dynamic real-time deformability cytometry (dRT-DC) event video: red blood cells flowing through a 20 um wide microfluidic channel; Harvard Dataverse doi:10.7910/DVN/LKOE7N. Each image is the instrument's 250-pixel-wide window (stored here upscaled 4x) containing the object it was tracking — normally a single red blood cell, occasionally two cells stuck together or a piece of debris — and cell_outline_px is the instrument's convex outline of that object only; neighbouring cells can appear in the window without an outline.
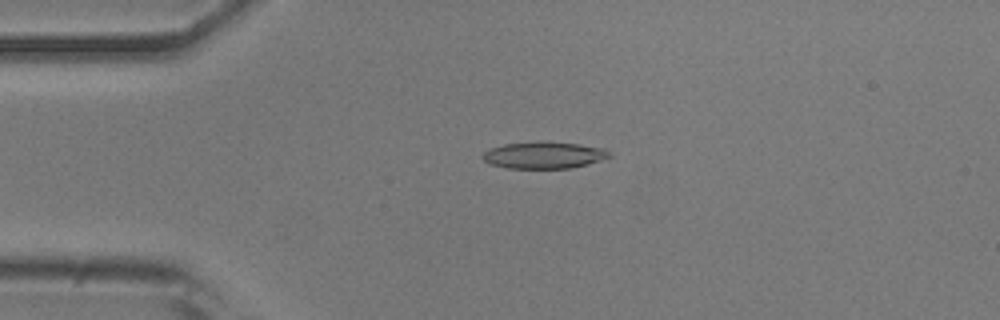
{"species": "common noctule bat (a hibernating species)", "species_latin": "Nyctalus noctula", "temperature_condition": "room temperature", "stored_images_in_passage": 51, "camera_frame_rate_fps": 3000, "um_per_image_px": 0.085, "animal": {"sex": "male", "body_mass_g": 20.5, "forearm_length_mm": 52.5}, "frame": {"image": 1, "passage_image": 11, "time_ms": 3.333, "image_size_px": [1000, 320], "cell_outline_px": [[612, 156], [588, 164], [572, 168], [508, 168], [492, 164], [484, 160], [480, 156], [488, 148], [504, 144], [580, 144], [604, 148], [612, 152]], "centroid_in_image_um": [46.26, 13.22], "position_along_channel_um": 38.7, "area_um2": 19.02}}
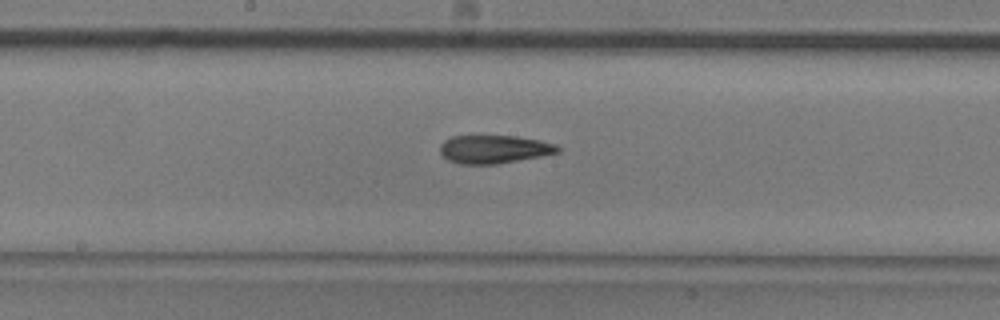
{"frame": {"image": 2, "passage_image": 26, "time_ms": 8.333, "image_size_px": [1000, 320], "cell_outline_px": [[560, 152], [540, 156], [496, 164], [460, 164], [448, 160], [440, 152], [440, 144], [444, 140], [452, 136], [516, 136], [540, 140], [556, 144], [560, 148]], "centroid_in_image_um": [41.99, 12.68], "position_along_channel_um": 206.2, "area_um2": 19.31}}
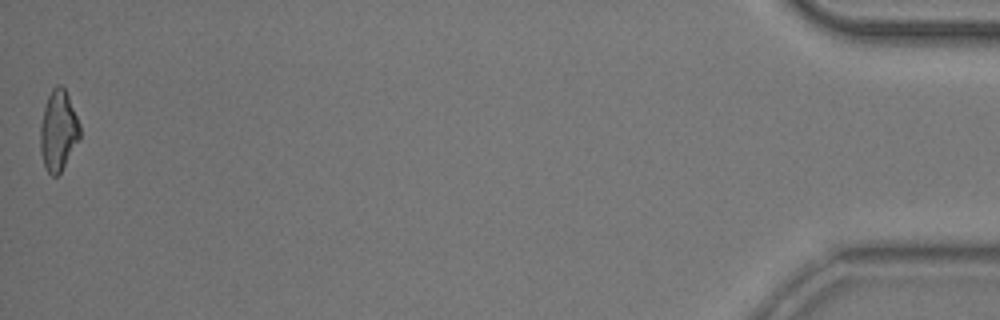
{"frame": {"image": 3, "passage_image": 51, "time_ms": 16.667, "image_size_px": [1000, 320], "cell_outline_px": [[80, 136], [60, 172], [56, 176], [52, 176], [44, 168], [40, 152], [40, 124], [44, 108], [48, 96], [52, 88], [56, 84], [60, 84], [64, 88], [68, 96], [80, 124]], "centroid_in_image_um": [4.93, 11.09], "position_along_channel_um": 430.3, "area_um2": 18.38}, "authors_computed_cell_mechanics": {"area_um2": 19.5364, "velocity_mm_per_s": 3.8719, "shape_relaxation_time_tau1_ms": 5.0895, "shape_relaxation_time_tau2_ms": 4.0273, "deformation_change_tau1": 0.1662, "deformation_change_tau2": 0.1462}}